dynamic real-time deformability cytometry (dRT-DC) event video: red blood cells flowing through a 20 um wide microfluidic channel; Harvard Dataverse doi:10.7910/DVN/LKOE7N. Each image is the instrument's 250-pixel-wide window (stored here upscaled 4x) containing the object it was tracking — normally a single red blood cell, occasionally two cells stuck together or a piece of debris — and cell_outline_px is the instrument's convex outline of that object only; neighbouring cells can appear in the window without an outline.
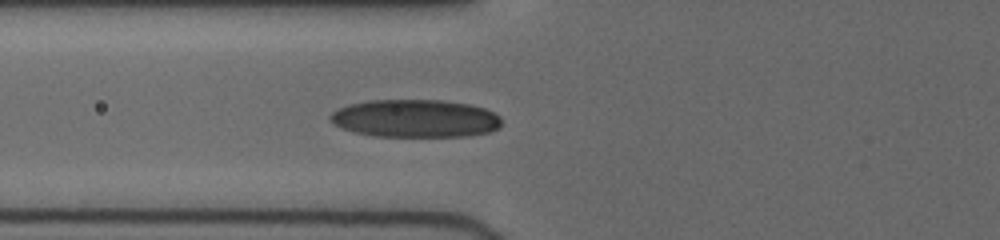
{"species": "human", "species_latin": "Homo sapiens", "temperature_condition": "cold", "stored_images_in_passage": 15, "camera_frame_rate_fps": 3000, "um_per_image_px": 0.085, "donor": {"sex": "female"}, "frame": {"image": 1, "passage_image": 15, "time_ms": 7.667, "image_size_px": [1000, 240], "cell_outline_px": [[500, 128], [492, 132], [468, 136], [376, 136], [352, 132], [340, 128], [332, 124], [328, 120], [328, 116], [332, 112], [348, 104], [368, 100], [440, 100], [468, 104], [484, 108], [500, 116]], "centroid_in_image_um": [35.26, 10.07], "position_along_channel_um": 90.5, "area_um2": 38.09}}